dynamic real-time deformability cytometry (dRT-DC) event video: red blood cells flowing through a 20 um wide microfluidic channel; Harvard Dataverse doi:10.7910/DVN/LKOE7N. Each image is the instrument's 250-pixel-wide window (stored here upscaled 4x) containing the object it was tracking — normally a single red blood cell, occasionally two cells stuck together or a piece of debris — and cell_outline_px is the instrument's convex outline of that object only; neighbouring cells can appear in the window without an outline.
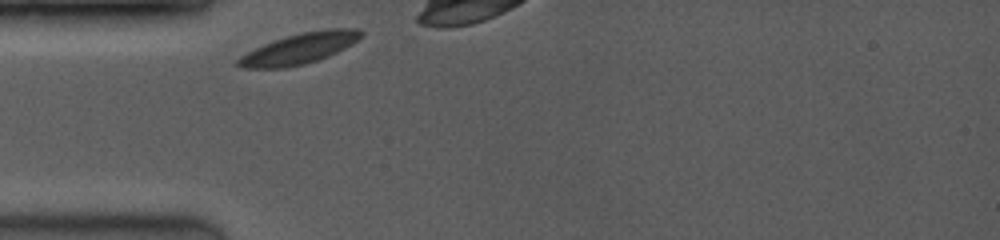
{"species": "common noctule bat (a hibernating species)", "species_latin": "Nyctalus noctula", "temperature_condition": "room temperature", "stored_images_in_passage": 3, "camera_frame_rate_fps": 3500, "um_per_image_px": 0.085, "animal": {"sex": "female", "body_mass_g": 19.0, "forearm_length_mm": 53.3}, "frame": {"image": 1, "passage_image": 1, "time_ms": 0.0, "image_size_px": [1000, 240], "cell_outline_px": [[364, 36], [352, 44], [328, 56], [304, 64], [284, 68], [240, 68], [232, 64], [240, 56], [264, 44], [300, 32], [328, 28], [360, 28], [364, 32]], "centroid_in_image_um": [25.47, 4.12], "position_along_channel_um": 59.5, "area_um2": 22.08}}